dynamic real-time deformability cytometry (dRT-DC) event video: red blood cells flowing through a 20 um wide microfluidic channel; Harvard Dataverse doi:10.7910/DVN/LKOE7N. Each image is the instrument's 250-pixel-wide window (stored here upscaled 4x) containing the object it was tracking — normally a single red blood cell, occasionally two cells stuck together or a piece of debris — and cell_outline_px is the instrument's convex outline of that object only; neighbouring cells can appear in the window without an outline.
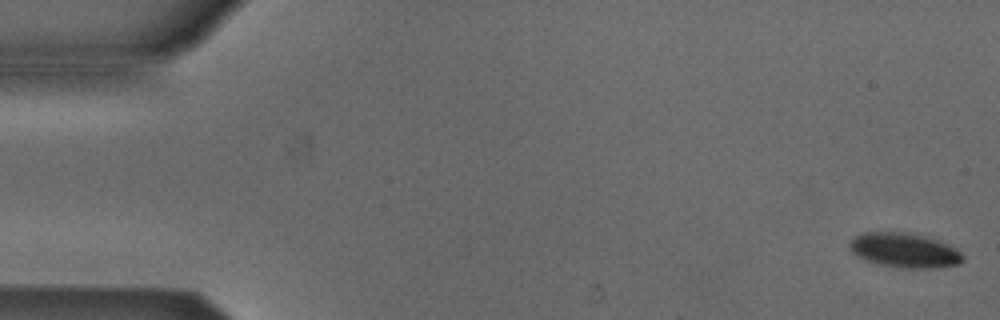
{"species": "Egyptian fruit bat (a non-hibernating species)", "species_latin": "Rousettus aegyptiacus", "temperature_condition": "cold", "stored_images_in_passage": 54, "segment_of_instrument_passage": [1, 2], "camera_frame_rate_fps": 3000, "um_per_image_px": 0.085, "animal": {"sex": "male"}, "frame": {"image": 1, "passage_image": 1, "time_ms": 0.0, "image_size_px": [1000, 320], "cell_outline_px": [[964, 260], [960, 264], [940, 268], [908, 268], [880, 264], [864, 260], [852, 252], [848, 248], [848, 244], [860, 232], [908, 232], [940, 240], [956, 248], [964, 256]], "centroid_in_image_um": [76.91, 21.27], "position_along_channel_um": 8.1, "area_um2": 23.06}}
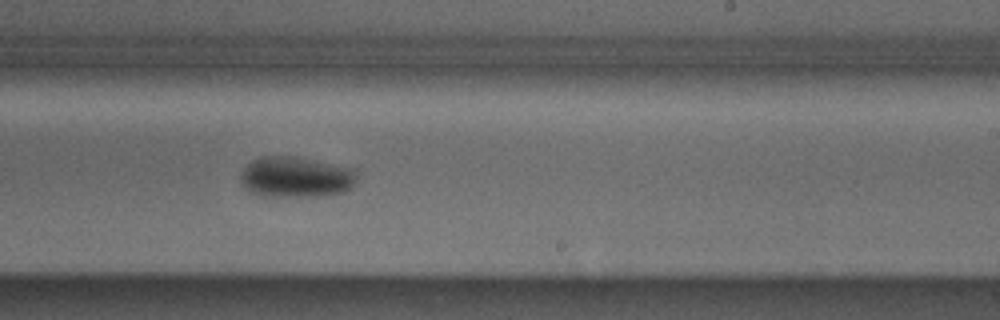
{"frame": {"image": 2, "passage_image": 32, "time_ms": 10.333, "image_size_px": [1000, 320], "cell_outline_px": [[356, 180], [352, 188], [344, 192], [320, 196], [268, 196], [248, 192], [244, 188], [240, 180], [240, 172], [252, 160], [260, 156], [292, 156], [356, 168]], "centroid_in_image_um": [25.15, 15.05], "position_along_channel_um": 263.9, "area_um2": 27.92}}
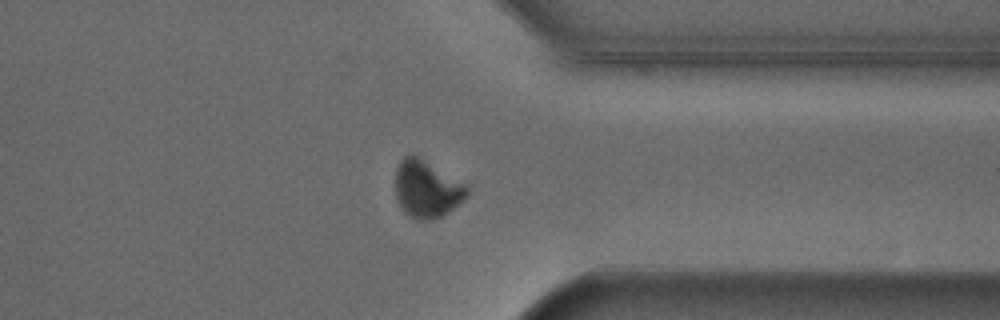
{"frame": {"image": 3, "passage_image": 41, "time_ms": 13.333, "image_size_px": [1000, 320], "cell_outline_px": [[468, 196], [448, 212], [432, 220], [416, 220], [404, 212], [396, 196], [396, 168], [400, 160], [404, 156], [420, 156], [464, 184], [468, 188]], "centroid_in_image_um": [36.26, 16.07], "position_along_channel_um": 375.1, "area_um2": 23.64}}